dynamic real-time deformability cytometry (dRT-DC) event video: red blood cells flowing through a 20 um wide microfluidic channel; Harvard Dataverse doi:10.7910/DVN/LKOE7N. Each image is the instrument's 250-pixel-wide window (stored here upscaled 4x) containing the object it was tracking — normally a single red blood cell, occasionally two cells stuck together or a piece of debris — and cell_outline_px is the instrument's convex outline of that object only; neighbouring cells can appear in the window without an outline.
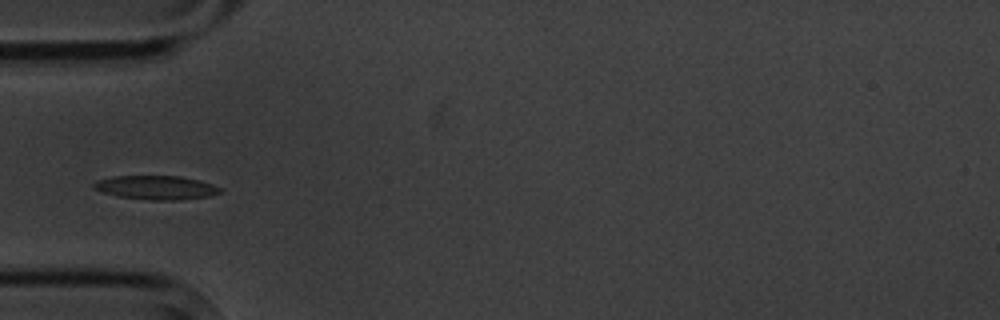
{"species": "common noctule bat (a hibernating species)", "species_latin": "Nyctalus noctula", "temperature_condition": "cold", "stored_images_in_passage": 6, "camera_frame_rate_fps": 3000, "um_per_image_px": 0.085, "animal": {"sex": "male", "body_mass_g": 20.1, "forearm_length_mm": 53.5}, "frame": {"image": 1, "passage_image": 1, "time_ms": 0.0, "image_size_px": [1000, 320], "cell_outline_px": [[224, 188], [220, 192], [208, 196], [180, 200], [148, 200], [116, 196], [92, 188], [92, 184], [96, 180], [112, 176], [180, 176], [200, 180]], "centroid_in_image_um": [13.26, 15.94], "position_along_channel_um": 71.7, "area_um2": 17.74}}
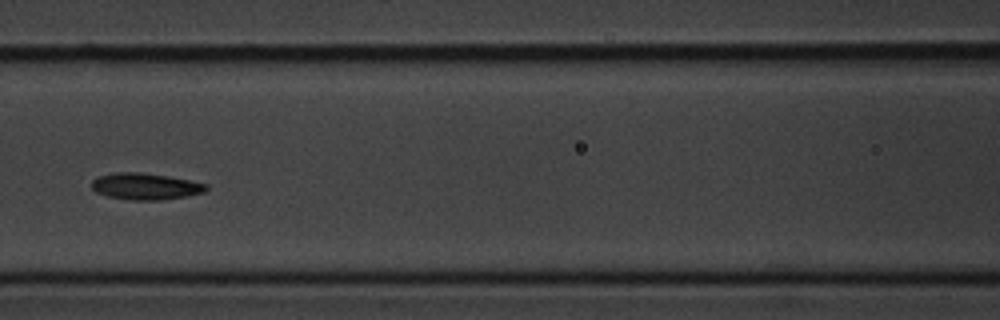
{"frame": {"image": 2, "passage_image": 3, "time_ms": 2.333, "image_size_px": [1000, 320], "cell_outline_px": [[208, 188], [204, 192], [188, 196], [160, 200], [128, 200], [108, 196], [96, 192], [92, 188], [92, 180], [96, 176], [116, 172], [140, 172], [168, 176], [208, 184]], "centroid_in_image_um": [12.35, 15.84], "position_along_channel_um": 154.3, "area_um2": 17.8}}
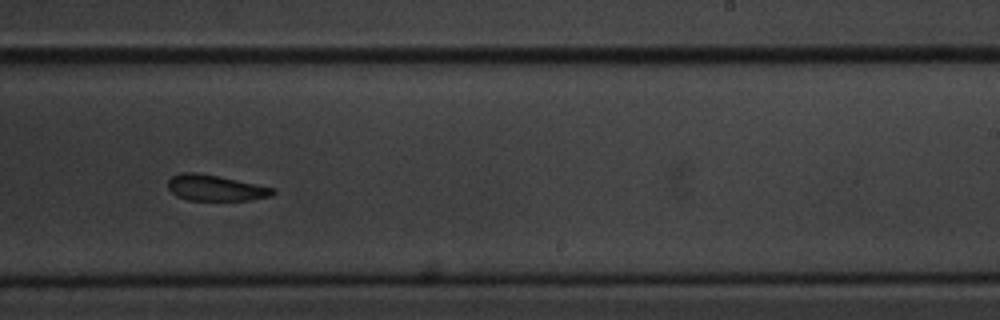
{"frame": {"image": 3, "passage_image": 6, "time_ms": 5.667, "image_size_px": [1000, 320], "cell_outline_px": [[276, 192], [272, 196], [248, 200], [188, 200], [176, 196], [168, 188], [168, 180], [172, 176], [180, 172], [196, 172], [276, 188]], "centroid_in_image_um": [18.31, 15.97], "position_along_channel_um": 270.7, "area_um2": 15.78}}